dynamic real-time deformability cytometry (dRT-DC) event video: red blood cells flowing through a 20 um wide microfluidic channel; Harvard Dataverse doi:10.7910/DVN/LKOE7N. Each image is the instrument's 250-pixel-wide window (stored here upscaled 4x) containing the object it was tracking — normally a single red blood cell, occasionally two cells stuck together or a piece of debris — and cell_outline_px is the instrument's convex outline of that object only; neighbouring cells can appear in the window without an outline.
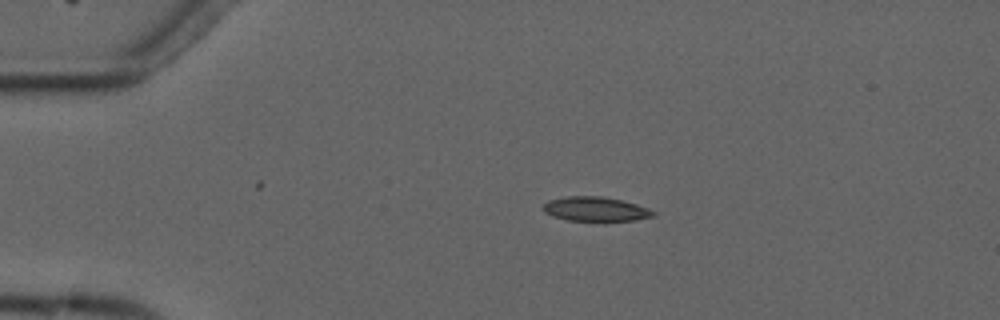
{"species": "common noctule bat (a hibernating species)", "species_latin": "Nyctalus noctula", "temperature_condition": "cold", "stored_images_in_passage": 5, "camera_frame_rate_fps": 3000, "um_per_image_px": 0.085, "animal": {"sex": "male", "forearm_length_mm": 52.5}, "frame": {"image": 1, "passage_image": 2, "time_ms": 1.0, "image_size_px": [1000, 320], "cell_outline_px": [[656, 216], [636, 220], [604, 224], [568, 220], [552, 216], [544, 212], [540, 208], [548, 200], [568, 196], [604, 196], [636, 204], [648, 208], [656, 212]], "centroid_in_image_um": [50.64, 17.82], "position_along_channel_um": 34.4, "area_um2": 16.59}}
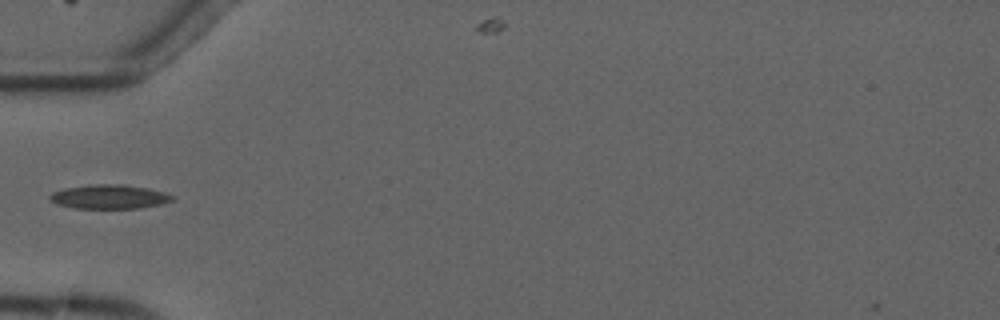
{"frame": {"image": 2, "passage_image": 4, "time_ms": 3.333, "image_size_px": [1000, 320], "cell_outline_px": [[176, 200], [164, 204], [140, 208], [76, 208], [56, 204], [48, 200], [48, 196], [52, 192], [64, 188], [88, 184], [124, 184], [148, 188], [164, 192], [176, 196]], "centroid_in_image_um": [9.32, 16.72], "position_along_channel_um": 75.7, "area_um2": 17.63}}